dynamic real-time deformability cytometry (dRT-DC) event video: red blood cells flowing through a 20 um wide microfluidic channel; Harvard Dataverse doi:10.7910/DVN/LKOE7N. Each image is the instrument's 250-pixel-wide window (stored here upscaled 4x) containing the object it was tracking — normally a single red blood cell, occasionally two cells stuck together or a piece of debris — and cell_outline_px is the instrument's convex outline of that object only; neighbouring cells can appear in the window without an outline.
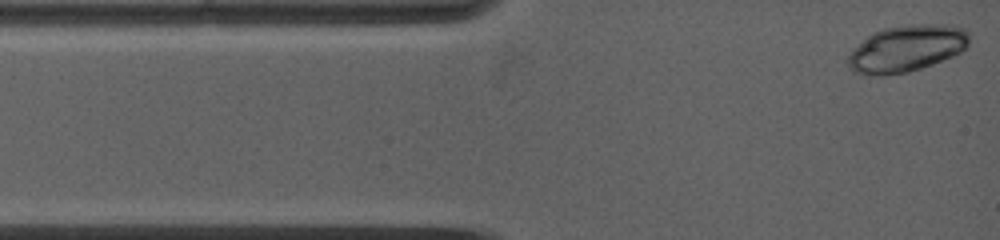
{"species": "common noctule bat (a hibernating species)", "species_latin": "Nyctalus noctula", "temperature_condition": "warm", "stored_images_in_passage": 8, "camera_frame_rate_fps": 5000, "um_per_image_px": 0.085, "animal": {"sex": "female", "body_mass_g": 19.0, "forearm_length_mm": 53.3}, "frame": {"image": 1, "passage_image": 1, "time_ms": 0.0, "image_size_px": [1000, 240], "cell_outline_px": [[968, 44], [960, 52], [952, 56], [932, 64], [908, 72], [884, 76], [864, 76], [848, 68], [848, 56], [872, 32], [884, 28], [908, 24], [952, 24], [964, 28], [968, 32]], "centroid_in_image_um": [77.06, 4.12], "position_along_channel_um": 7.9, "area_um2": 33.0}}
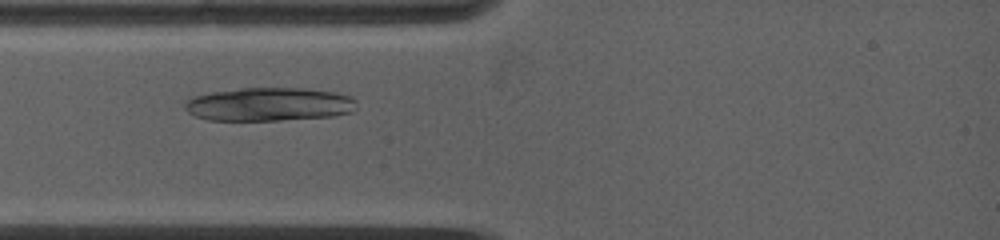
{"frame": {"image": 2, "passage_image": 5, "time_ms": 2.6, "image_size_px": [1000, 240], "cell_outline_px": [[356, 108], [352, 112], [336, 116], [280, 120], [208, 120], [196, 116], [188, 112], [184, 108], [184, 104], [192, 96], [212, 92], [240, 88], [308, 88], [332, 92], [348, 96], [356, 100]], "centroid_in_image_um": [22.88, 8.87], "position_along_channel_um": 62.1, "area_um2": 33.58}}
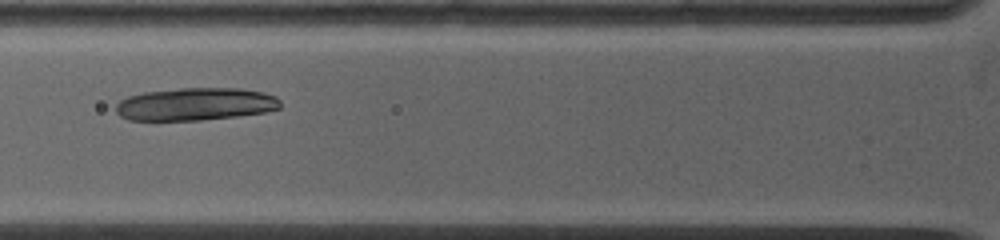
{"frame": {"image": 3, "passage_image": 7, "time_ms": 3.8, "image_size_px": [1000, 240], "cell_outline_px": [[280, 108], [264, 112], [236, 116], [200, 120], [128, 120], [120, 116], [116, 112], [116, 104], [120, 100], [128, 96], [144, 92], [180, 88], [244, 88], [264, 92], [276, 96], [280, 100]], "centroid_in_image_um": [16.62, 8.84], "position_along_channel_um": 109.2, "area_um2": 31.44}}